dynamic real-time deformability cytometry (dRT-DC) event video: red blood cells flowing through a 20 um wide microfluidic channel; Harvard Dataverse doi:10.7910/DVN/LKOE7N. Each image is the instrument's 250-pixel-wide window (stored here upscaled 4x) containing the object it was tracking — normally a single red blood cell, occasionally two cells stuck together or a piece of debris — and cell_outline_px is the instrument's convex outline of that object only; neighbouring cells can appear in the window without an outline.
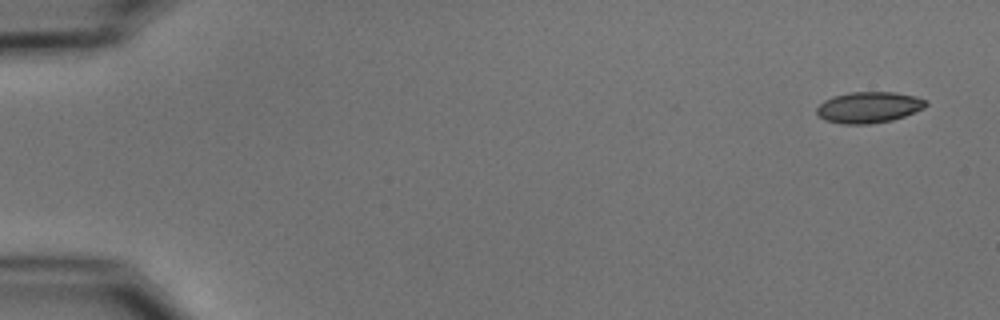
{"species": "common noctule bat (a hibernating species)", "species_latin": "Nyctalus noctula", "temperature_condition": "cold", "stored_images_in_passage": 20, "camera_frame_rate_fps": 3000, "um_per_image_px": 0.085, "animal": {"sex": "male", "body_mass_g": 15.6}, "frame": {"image": 1, "passage_image": 1, "time_ms": 0.0, "image_size_px": [1000, 320], "cell_outline_px": [[928, 104], [924, 108], [904, 116], [892, 120], [868, 124], [844, 124], [824, 120], [816, 112], [816, 108], [824, 100], [832, 96], [848, 92], [896, 92], [916, 96], [924, 100]], "centroid_in_image_um": [73.83, 9.11], "position_along_channel_um": 11.2, "area_um2": 19.83}}
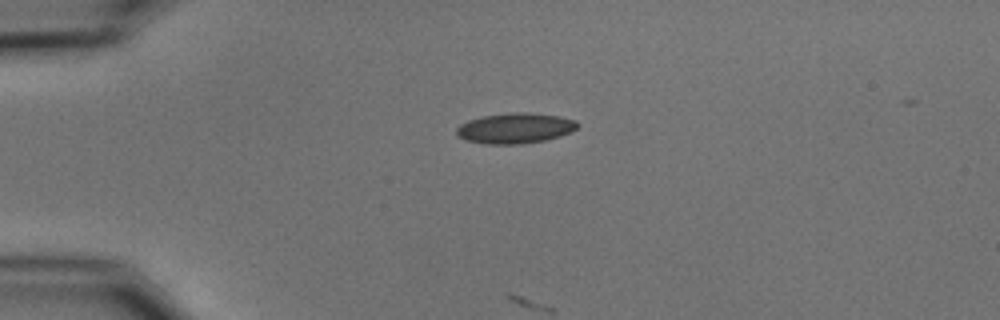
{"frame": {"image": 2, "passage_image": 12, "time_ms": 3.667, "image_size_px": [1000, 320], "cell_outline_px": [[580, 124], [576, 128], [560, 136], [544, 140], [524, 144], [484, 144], [464, 140], [456, 132], [456, 128], [460, 124], [468, 120], [484, 116], [516, 112], [524, 112], [560, 116], [576, 120]], "centroid_in_image_um": [43.78, 10.9], "position_along_channel_um": 41.2, "area_um2": 21.39}}